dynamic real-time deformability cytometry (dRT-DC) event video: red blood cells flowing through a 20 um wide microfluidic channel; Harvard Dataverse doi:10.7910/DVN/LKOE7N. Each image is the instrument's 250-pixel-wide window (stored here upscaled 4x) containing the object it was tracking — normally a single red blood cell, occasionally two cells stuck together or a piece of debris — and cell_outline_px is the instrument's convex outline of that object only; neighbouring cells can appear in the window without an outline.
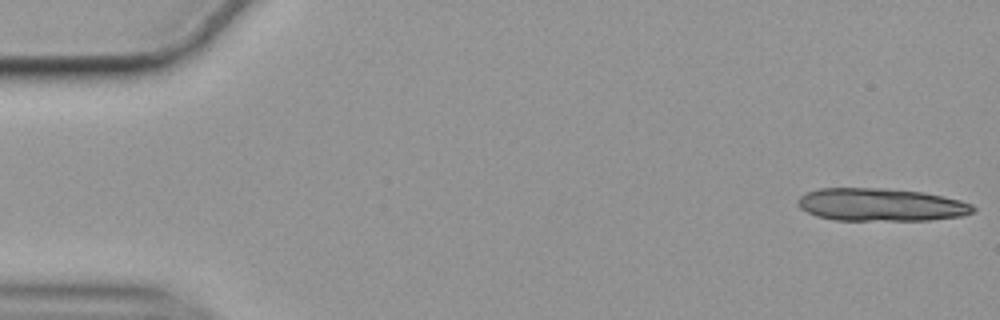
{"species": "common noctule bat (a hibernating species)", "species_latin": "Nyctalus noctula", "temperature_condition": "cold", "stored_images_in_passage": 14, "camera_frame_rate_fps": 3000, "um_per_image_px": 0.085, "animal": {"sex": "female", "body_mass_g": 19.9}, "frame": {"image": 1, "passage_image": 1, "time_ms": 0.0, "image_size_px": [1000, 320], "cell_outline_px": [[976, 208], [972, 212], [960, 216], [928, 220], [836, 220], [816, 216], [800, 208], [796, 204], [796, 200], [800, 196], [808, 192], [820, 188], [884, 188], [924, 192], [944, 196], [960, 200], [972, 204]], "centroid_in_image_um": [74.86, 17.39], "position_along_channel_um": 10.1, "area_um2": 33.58}}